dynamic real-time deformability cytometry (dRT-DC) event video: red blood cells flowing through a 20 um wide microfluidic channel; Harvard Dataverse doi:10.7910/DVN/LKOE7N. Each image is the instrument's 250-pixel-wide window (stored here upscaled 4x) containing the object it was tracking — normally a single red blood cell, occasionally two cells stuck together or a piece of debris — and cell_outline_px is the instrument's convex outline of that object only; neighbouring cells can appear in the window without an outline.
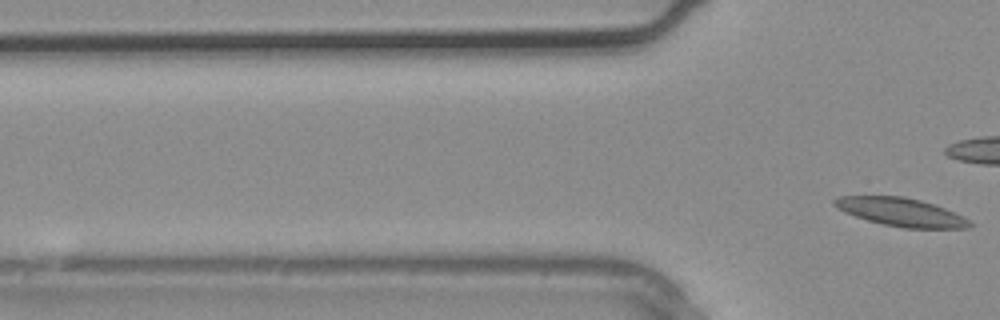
{"species": "common noctule bat (a hibernating species)", "species_latin": "Nyctalus noctula", "temperature_condition": "warm", "stored_images_in_passage": 2, "camera_frame_rate_fps": 3000, "um_per_image_px": 0.085, "animal": {"sex": "male", "body_mass_g": 20.4}, "frame": {"image": 1, "passage_image": 2, "time_ms": 0.333, "image_size_px": [1000, 320], "cell_outline_px": [[972, 224], [968, 228], [904, 228], [884, 224], [868, 220], [844, 212], [832, 204], [832, 200], [840, 196], [904, 196], [920, 200], [944, 208], [968, 220]], "centroid_in_image_um": [76.53, 18.02], "position_along_channel_um": 49.3, "area_um2": 21.91}}